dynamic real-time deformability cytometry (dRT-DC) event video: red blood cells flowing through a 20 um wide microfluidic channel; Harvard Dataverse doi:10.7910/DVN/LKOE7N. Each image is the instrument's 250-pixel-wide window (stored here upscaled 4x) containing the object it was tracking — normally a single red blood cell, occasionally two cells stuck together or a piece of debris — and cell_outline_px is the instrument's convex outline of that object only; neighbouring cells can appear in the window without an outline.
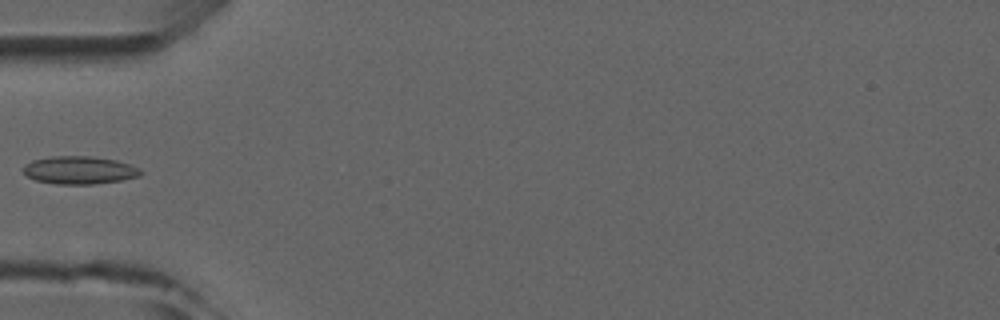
{"species": "common noctule bat (a hibernating species)", "species_latin": "Nyctalus noctula", "temperature_condition": "room temperature", "stored_images_in_passage": 6, "camera_frame_rate_fps": 3000, "um_per_image_px": 0.085, "animal": {"sex": "male", "forearm_length_mm": 52.5}, "frame": {"image": 1, "passage_image": 5, "time_ms": 5.333, "image_size_px": [1000, 320], "cell_outline_px": [[144, 172], [140, 176], [120, 180], [96, 184], [56, 184], [36, 180], [28, 176], [24, 172], [24, 164], [32, 160], [52, 156], [88, 156], [116, 160], [140, 168]], "centroid_in_image_um": [6.76, 14.46], "position_along_channel_um": 78.2, "area_um2": 19.02}}
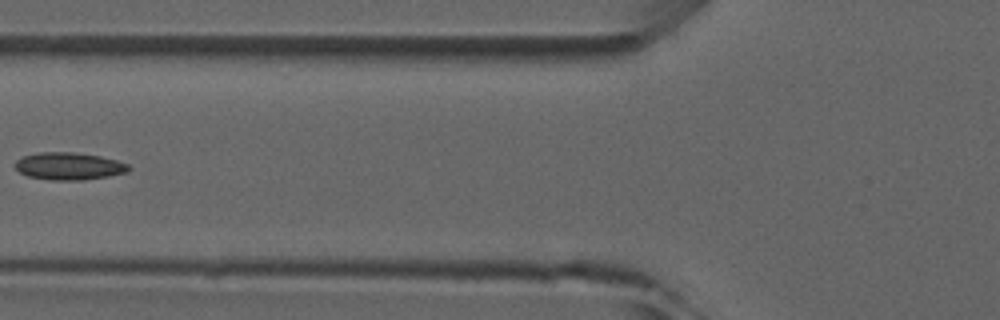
{"frame": {"image": 2, "passage_image": 6, "time_ms": 6.333, "image_size_px": [1000, 320], "cell_outline_px": [[132, 168], [128, 172], [108, 176], [84, 180], [52, 180], [28, 176], [20, 172], [16, 168], [16, 160], [24, 156], [40, 152], [76, 152], [100, 156], [116, 160], [128, 164]], "centroid_in_image_um": [5.9, 14.12], "position_along_channel_um": 119.9, "area_um2": 18.09}}